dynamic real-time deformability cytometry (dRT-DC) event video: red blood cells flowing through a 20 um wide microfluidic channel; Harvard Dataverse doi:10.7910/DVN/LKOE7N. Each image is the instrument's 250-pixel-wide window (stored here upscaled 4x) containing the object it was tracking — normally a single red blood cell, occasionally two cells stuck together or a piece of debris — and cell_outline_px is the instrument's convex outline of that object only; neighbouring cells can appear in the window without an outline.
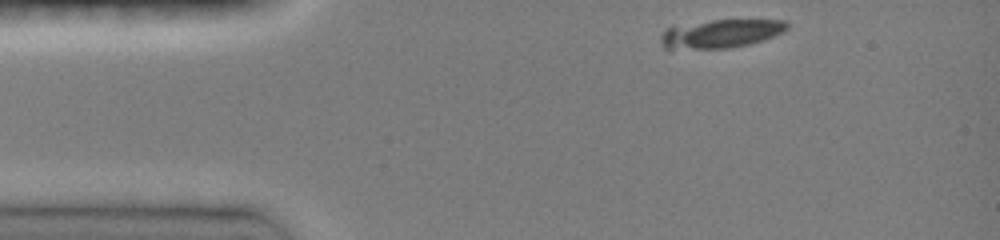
{"species": "common noctule bat (a hibernating species)", "species_latin": "Nyctalus noctula", "temperature_condition": "room temperature", "stored_images_in_passage": 8, "camera_frame_rate_fps": 3000, "um_per_image_px": 0.085, "animal": {"sex": "female", "body_mass_g": 19.0, "forearm_length_mm": 51.5}, "frame": {"image": 1, "passage_image": 1, "time_ms": 0.0, "image_size_px": [1000, 240], "cell_outline_px": [[788, 28], [784, 32], [764, 40], [748, 44], [728, 48], [668, 52], [660, 44], [660, 36], [668, 28], [712, 20], [784, 20], [788, 24]], "centroid_in_image_um": [61.19, 2.92], "position_along_channel_um": 23.8, "area_um2": 21.5}}